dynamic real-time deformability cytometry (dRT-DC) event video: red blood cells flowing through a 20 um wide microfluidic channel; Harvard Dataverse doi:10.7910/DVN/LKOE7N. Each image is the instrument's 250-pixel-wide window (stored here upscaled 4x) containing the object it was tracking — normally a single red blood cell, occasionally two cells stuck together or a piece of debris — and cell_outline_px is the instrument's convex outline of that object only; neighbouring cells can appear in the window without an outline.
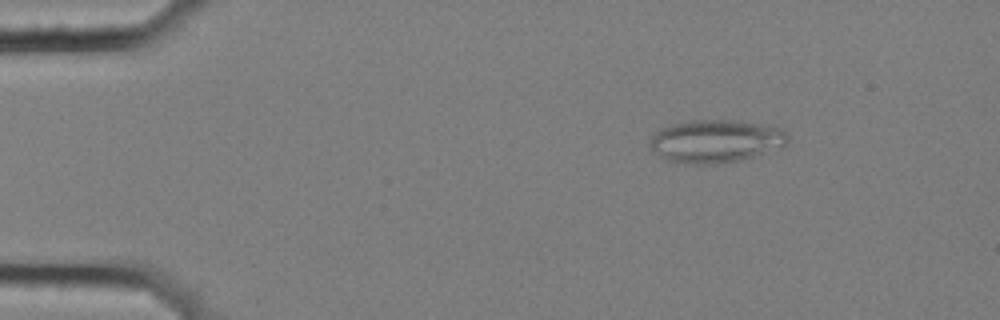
{"species": "common noctule bat (a hibernating species)", "species_latin": "Nyctalus noctula", "temperature_condition": "cold", "stored_images_in_passage": 8, "camera_frame_rate_fps": 3000, "um_per_image_px": 0.085, "animal": {"sex": "female", "body_mass_g": 25.1}, "frame": {"image": 1, "passage_image": 1, "time_ms": 0.0, "image_size_px": [1000, 320], "cell_outline_px": [[788, 140], [784, 144], [764, 152], [752, 156], [736, 160], [716, 164], [676, 164], [664, 160], [648, 144], [652, 136], [656, 132], [672, 124], [692, 120], [740, 120], [780, 128], [788, 136]], "centroid_in_image_um": [60.76, 12.0], "position_along_channel_um": 24.2, "area_um2": 34.1}}
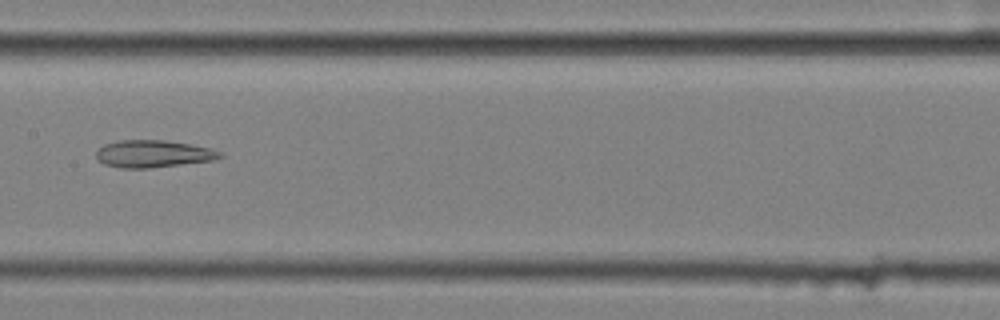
{"frame": {"image": 2, "passage_image": 7, "time_ms": 2.0, "image_size_px": [1000, 320], "cell_outline_px": [[224, 156], [216, 160], [148, 168], [120, 168], [104, 164], [96, 156], [96, 152], [104, 144], [120, 140], [164, 140], [212, 148], [220, 152]], "centroid_in_image_um": [13.04, 13.07], "position_along_channel_um": 194.4, "area_um2": 19.59}}
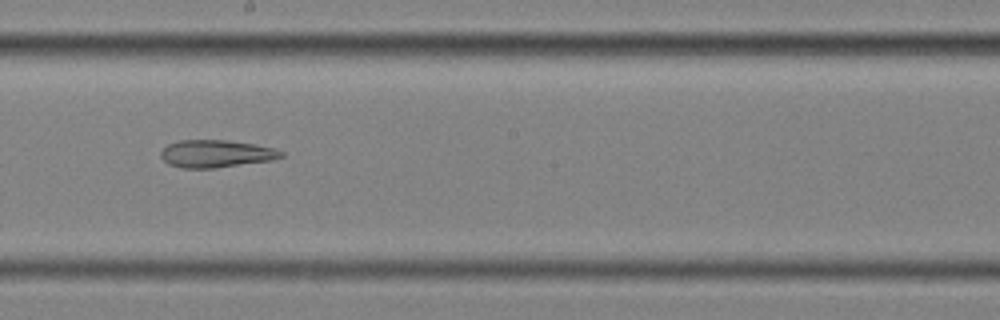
{"frame": {"image": 3, "passage_image": 8, "time_ms": 2.333, "image_size_px": [1000, 320], "cell_outline_px": [[284, 156], [272, 160], [216, 168], [180, 168], [168, 164], [160, 156], [160, 152], [168, 144], [180, 140], [224, 140], [256, 144], [272, 148], [284, 152]], "centroid_in_image_um": [18.35, 13.07], "position_along_channel_um": 229.8, "area_um2": 19.31}}